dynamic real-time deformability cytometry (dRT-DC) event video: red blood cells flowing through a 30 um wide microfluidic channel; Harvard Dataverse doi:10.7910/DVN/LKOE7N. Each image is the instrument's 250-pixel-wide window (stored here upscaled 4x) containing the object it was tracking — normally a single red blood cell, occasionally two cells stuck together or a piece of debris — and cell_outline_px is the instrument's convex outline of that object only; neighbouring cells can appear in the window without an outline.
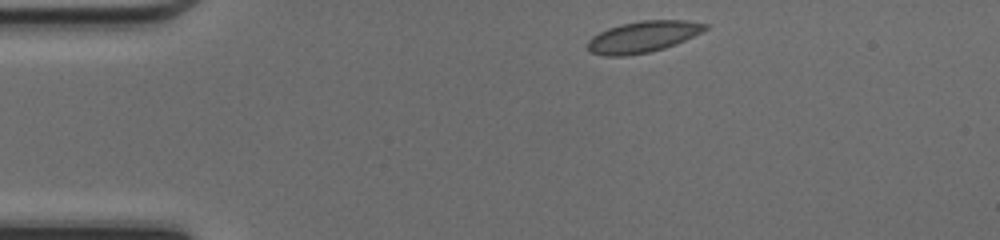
{"species": "common noctule bat (a hibernating species)", "species_latin": "Nyctalus noctula", "temperature_condition": "cold", "stored_images_in_passage": 40, "camera_frame_rate_fps": 3000, "um_per_image_px": 0.085, "animal": {"sex": "female", "body_mass_g": 17.0, "forearm_length_mm": 48.0}, "frame": {"image": 1, "passage_image": 1, "time_ms": 0.0, "image_size_px": [1000, 240], "cell_outline_px": [[708, 28], [676, 44], [664, 48], [648, 52], [624, 56], [604, 56], [588, 52], [588, 40], [592, 36], [608, 28], [620, 24], [640, 20], [688, 20], [708, 24]], "centroid_in_image_um": [54.62, 3.12], "position_along_channel_um": 30.4, "area_um2": 21.44}}
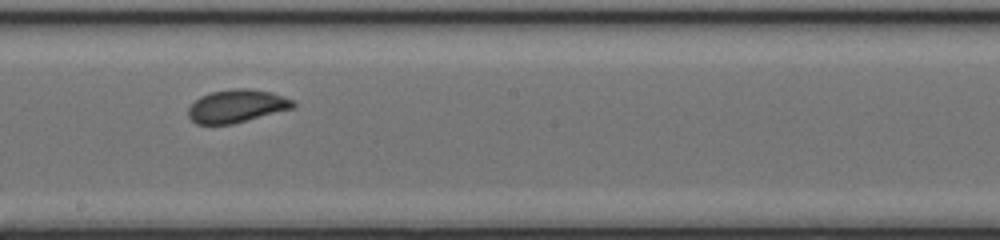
{"frame": {"image": 2, "passage_image": 19, "time_ms": 6.0, "image_size_px": [1000, 240], "cell_outline_px": [[296, 108], [232, 124], [196, 124], [188, 116], [188, 108], [200, 96], [212, 92], [236, 88], [248, 88], [272, 92], [292, 100], [296, 104]], "centroid_in_image_um": [20.15, 9.02], "position_along_channel_um": 228.1, "area_um2": 20.17}}
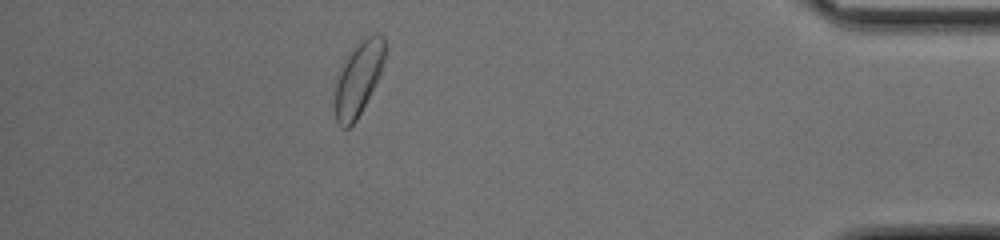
{"frame": {"image": 3, "passage_image": 35, "time_ms": 11.333, "image_size_px": [1000, 240], "cell_outline_px": [[384, 60], [380, 72], [356, 120], [348, 128], [340, 128], [336, 120], [332, 108], [332, 104], [336, 76], [348, 52], [356, 44], [368, 36], [376, 32], [384, 36]], "centroid_in_image_um": [30.37, 6.69], "position_along_channel_um": 404.8, "area_um2": 21.68}, "authors_computed_cell_mechanics": {"area_um2": 20.4034, "velocity_mm_per_s": 4.2272, "shape_relaxation_time_tau1_ms": 2.7911, "shape_relaxation_time_tau2_ms": 0.6119, "deformation_change_tau1": 0.0872, "deformation_change_tau2": 0.051}}